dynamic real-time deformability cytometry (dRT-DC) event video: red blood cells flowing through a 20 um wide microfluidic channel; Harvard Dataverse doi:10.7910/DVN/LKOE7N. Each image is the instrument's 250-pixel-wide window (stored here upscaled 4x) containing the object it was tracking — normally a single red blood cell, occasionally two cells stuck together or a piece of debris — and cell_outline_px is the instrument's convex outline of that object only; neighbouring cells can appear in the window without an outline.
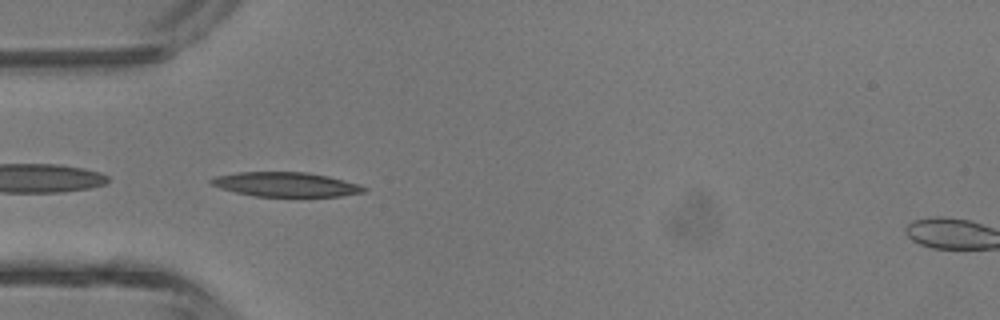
{"species": "common noctule bat (a hibernating species)", "species_latin": "Nyctalus noctula", "temperature_condition": "room temperature", "stored_images_in_passage": 2, "camera_frame_rate_fps": 3000, "um_per_image_px": 0.085, "animal": {"sex": "male", "body_mass_g": 13.3}, "frame": {"image": 1, "passage_image": 1, "time_ms": 0.0, "image_size_px": [1000, 320], "cell_outline_px": [[368, 188], [364, 192], [340, 196], [256, 196], [236, 192], [220, 188], [208, 184], [208, 180], [216, 176], [236, 172], [308, 172], [328, 176], [360, 184]], "centroid_in_image_um": [24.28, 15.67], "position_along_channel_um": 60.7, "area_um2": 21.79}}
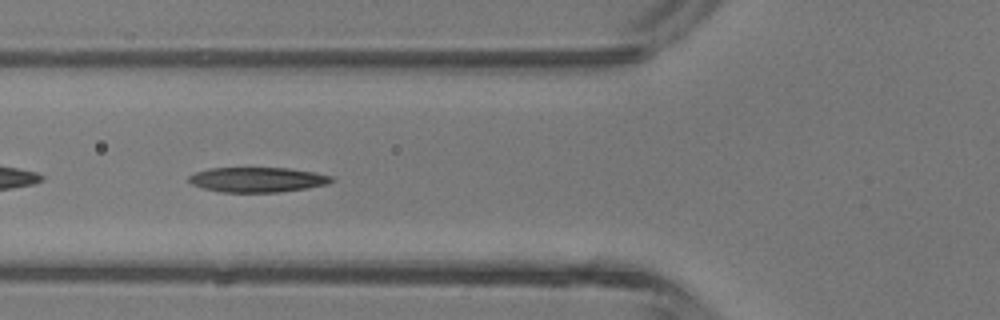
{"frame": {"image": 2, "passage_image": 2, "time_ms": 1.0, "image_size_px": [1000, 320], "cell_outline_px": [[336, 180], [328, 184], [308, 188], [280, 192], [220, 192], [204, 188], [192, 184], [188, 180], [188, 176], [196, 172], [208, 168], [288, 168], [316, 172], [332, 176]], "centroid_in_image_um": [21.92, 15.27], "position_along_channel_um": 103.9, "area_um2": 20.87}}